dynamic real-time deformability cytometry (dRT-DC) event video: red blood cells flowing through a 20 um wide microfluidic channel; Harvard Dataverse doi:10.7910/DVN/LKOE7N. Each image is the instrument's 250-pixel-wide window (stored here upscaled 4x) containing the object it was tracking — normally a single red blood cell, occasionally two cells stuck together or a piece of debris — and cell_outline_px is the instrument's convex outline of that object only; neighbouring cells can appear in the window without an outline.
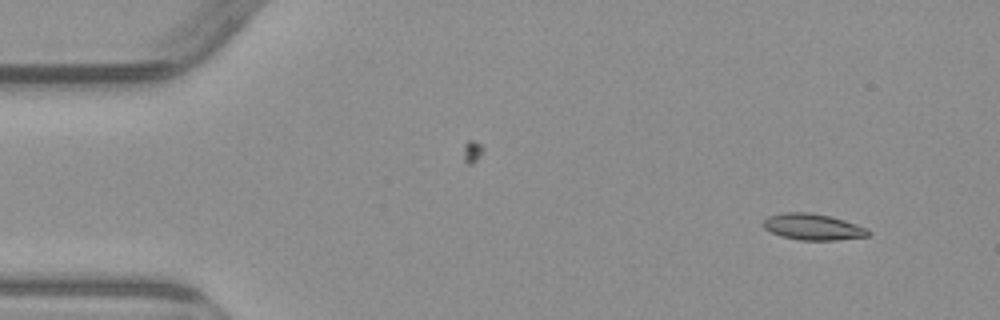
{"species": "common noctule bat (a hibernating species)", "species_latin": "Nyctalus noctula", "temperature_condition": "warm", "stored_images_in_passage": 3, "camera_frame_rate_fps": 3000, "um_per_image_px": 0.085, "animal": {"sex": "male", "body_mass_g": 23.1, "forearm_length_mm": 52.7}, "frame": {"image": 1, "passage_image": 1, "time_ms": 0.0, "image_size_px": [1000, 320], "cell_outline_px": [[872, 232], [868, 236], [836, 240], [800, 240], [780, 236], [764, 228], [764, 220], [768, 216], [784, 212], [808, 212], [828, 216], [844, 220], [868, 228]], "centroid_in_image_um": [69.12, 19.29], "position_along_channel_um": 15.9, "area_um2": 16.01}}